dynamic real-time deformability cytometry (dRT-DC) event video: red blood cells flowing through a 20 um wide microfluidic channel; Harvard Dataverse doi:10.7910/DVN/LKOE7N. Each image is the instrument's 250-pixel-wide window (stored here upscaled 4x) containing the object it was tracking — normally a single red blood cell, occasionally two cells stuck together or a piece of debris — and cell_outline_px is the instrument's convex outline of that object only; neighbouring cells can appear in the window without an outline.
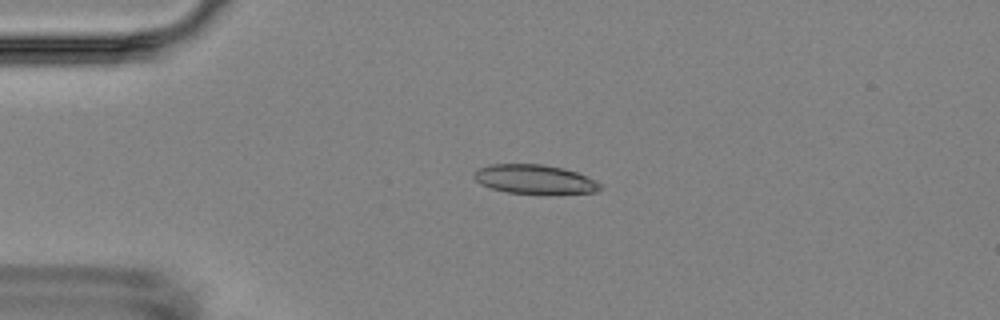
{"species": "Egyptian fruit bat (a non-hibernating species)", "species_latin": "Rousettus aegyptiacus", "temperature_condition": "room temperature", "stored_images_in_passage": 5, "camera_frame_rate_fps": 3000, "um_per_image_px": 0.085, "animal": {"sex": "female"}, "frame": {"image": 1, "passage_image": 2, "time_ms": 2.667, "image_size_px": [1000, 320], "cell_outline_px": [[604, 188], [596, 192], [508, 192], [492, 188], [480, 184], [472, 176], [472, 172], [480, 168], [492, 164], [544, 164], [564, 168], [576, 172], [596, 180], [604, 184]], "centroid_in_image_um": [45.45, 15.2], "position_along_channel_um": 39.5, "area_um2": 21.04}}